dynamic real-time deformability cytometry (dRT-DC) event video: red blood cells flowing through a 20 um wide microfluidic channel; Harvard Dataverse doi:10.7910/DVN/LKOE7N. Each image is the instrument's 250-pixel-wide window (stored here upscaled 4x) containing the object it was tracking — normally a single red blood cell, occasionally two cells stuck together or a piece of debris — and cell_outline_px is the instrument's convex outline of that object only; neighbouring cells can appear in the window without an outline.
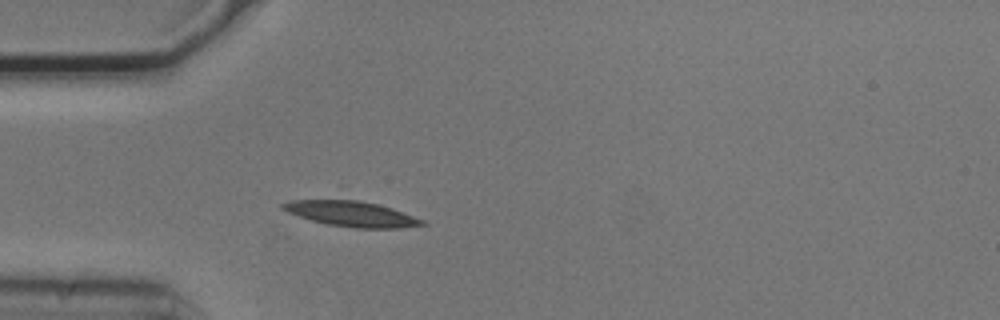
{"species": "common noctule bat (a hibernating species)", "species_latin": "Nyctalus noctula", "temperature_condition": "cold", "stored_images_in_passage": 33, "camera_frame_rate_fps": 3000, "um_per_image_px": 0.085, "animal": {"sex": "male", "body_mass_g": 20.5, "forearm_length_mm": 52.5}, "frame": {"image": 1, "passage_image": 1, "time_ms": 0.0, "image_size_px": [1000, 320], "cell_outline_px": [[428, 224], [400, 228], [356, 228], [328, 224], [312, 220], [288, 212], [280, 208], [280, 204], [292, 200], [360, 200], [392, 208], [424, 220]], "centroid_in_image_um": [29.89, 18.18], "position_along_channel_um": 55.1, "area_um2": 20.35}}
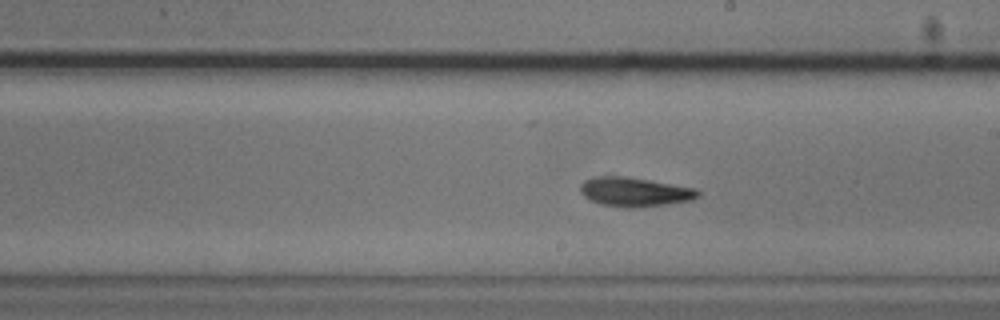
{"frame": {"image": 2, "passage_image": 16, "time_ms": 5.0, "image_size_px": [1000, 320], "cell_outline_px": [[700, 196], [692, 200], [636, 208], [624, 208], [600, 204], [588, 200], [580, 192], [580, 184], [584, 180], [592, 176], [624, 176], [696, 188], [700, 192]], "centroid_in_image_um": [53.9, 16.31], "position_along_channel_um": 235.1, "area_um2": 20.17}}
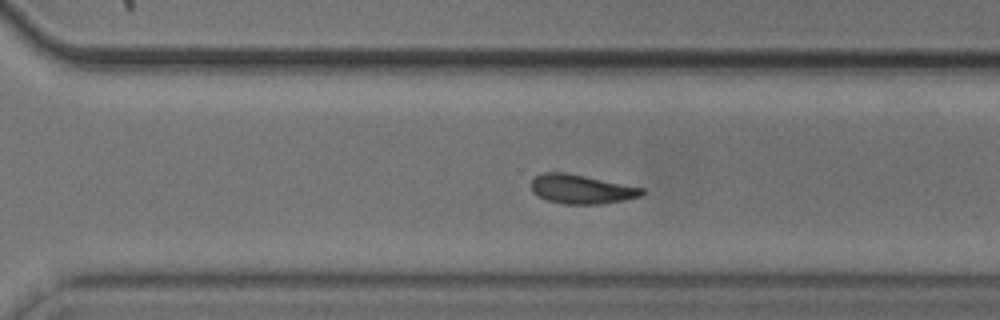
{"frame": {"image": 3, "passage_image": 23, "time_ms": 7.333, "image_size_px": [1000, 320], "cell_outline_px": [[644, 192], [640, 196], [624, 200], [600, 204], [564, 204], [544, 200], [532, 192], [532, 180], [536, 176], [544, 172], [564, 172], [644, 188]], "centroid_in_image_um": [49.38, 16.09], "position_along_channel_um": 321.2, "area_um2": 18.67}, "authors_computed_cell_mechanics": {"area_um2": 19.1896, "velocity_mm_per_s": 3.7107, "shape_relaxation_time_tau1_ms": 3.3544, "shape_relaxation_time_tau2_ms": 6.8389, "deformation_change_tau1": 0.123, "deformation_change_tau2": 0.1276}}